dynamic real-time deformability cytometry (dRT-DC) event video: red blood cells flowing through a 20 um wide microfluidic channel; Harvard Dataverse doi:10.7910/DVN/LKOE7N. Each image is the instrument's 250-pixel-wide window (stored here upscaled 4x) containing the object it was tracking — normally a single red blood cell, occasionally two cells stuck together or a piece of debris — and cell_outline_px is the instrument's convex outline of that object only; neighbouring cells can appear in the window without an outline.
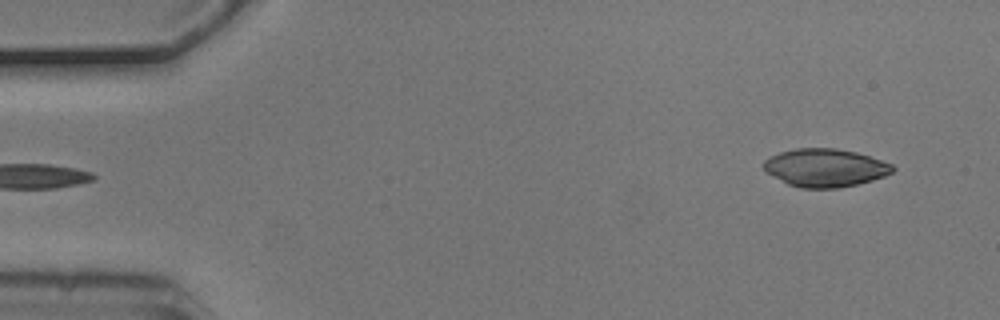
{"species": "common noctule bat (a hibernating species)", "species_latin": "Nyctalus noctula", "temperature_condition": "cold", "stored_images_in_passage": 4, "segment_of_instrument_passage": [2, 2], "camera_frame_rate_fps": 3000, "um_per_image_px": 0.085, "animal": {"sex": "male", "body_mass_g": 20.5, "forearm_length_mm": 52.5}, "frame": {"image": 1, "passage_image": 4, "time_ms": 1.0, "image_size_px": [1000, 320], "cell_outline_px": [[896, 168], [892, 172], [884, 176], [872, 180], [840, 188], [800, 188], [788, 184], [764, 172], [764, 160], [780, 152], [796, 148], [836, 148], [856, 152], [892, 164]], "centroid_in_image_um": [70.12, 14.26], "position_along_channel_um": 14.9, "area_um2": 28.55}}